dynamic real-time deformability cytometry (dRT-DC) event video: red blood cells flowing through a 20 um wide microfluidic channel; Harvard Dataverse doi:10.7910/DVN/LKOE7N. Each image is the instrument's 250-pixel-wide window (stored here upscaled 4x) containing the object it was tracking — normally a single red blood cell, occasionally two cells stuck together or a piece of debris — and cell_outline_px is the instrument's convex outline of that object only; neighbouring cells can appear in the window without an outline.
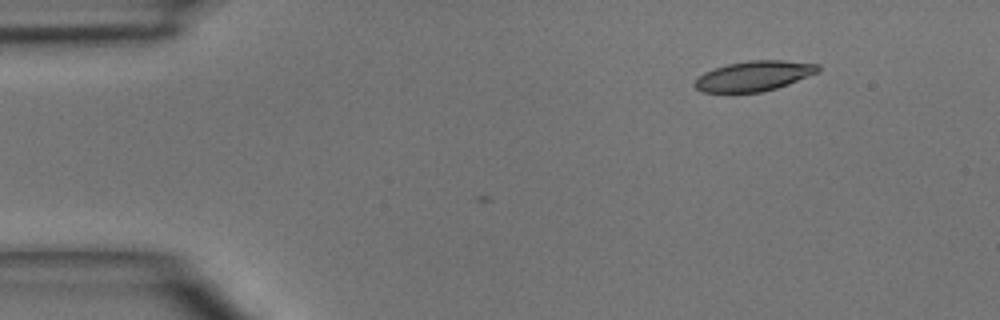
{"species": "common noctule bat (a hibernating species)", "species_latin": "Nyctalus noctula", "temperature_condition": "room temperature", "stored_images_in_passage": 2, "camera_frame_rate_fps": 3000, "um_per_image_px": 0.085, "animal": {"sex": "male", "body_mass_g": 15.6}, "frame": {"image": 1, "passage_image": 2, "time_ms": 1.0, "image_size_px": [1000, 320], "cell_outline_px": [[820, 72], [788, 84], [776, 88], [760, 92], [700, 92], [696, 88], [696, 80], [704, 72], [728, 64], [748, 60], [784, 60], [820, 64]], "centroid_in_image_um": [64.14, 6.45], "position_along_channel_um": 20.9, "area_um2": 21.5}}